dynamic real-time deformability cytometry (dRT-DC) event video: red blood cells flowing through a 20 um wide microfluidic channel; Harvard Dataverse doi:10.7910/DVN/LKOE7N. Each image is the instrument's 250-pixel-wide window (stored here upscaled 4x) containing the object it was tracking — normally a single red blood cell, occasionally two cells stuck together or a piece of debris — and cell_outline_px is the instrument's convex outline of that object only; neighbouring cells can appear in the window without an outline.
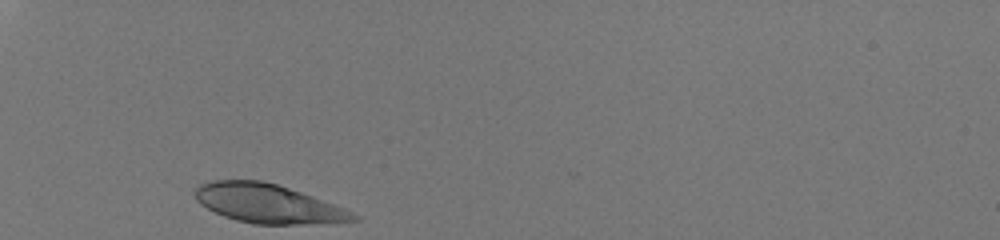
{"species": "human", "species_latin": "Homo sapiens", "temperature_condition": "room temperature", "stored_images_in_passage": 28, "camera_frame_rate_fps": 3000, "um_per_image_px": 0.085, "donor": {"sex": "male"}, "frame": {"image": 1, "passage_image": 1, "time_ms": 0.0, "image_size_px": [1000, 240], "cell_outline_px": [[360, 220], [312, 224], [256, 224], [236, 220], [224, 216], [200, 204], [196, 200], [196, 188], [200, 184], [212, 180], [260, 180], [276, 184], [312, 196], [344, 208], [360, 216]], "centroid_in_image_um": [22.78, 17.31], "position_along_channel_um": 62.2, "area_um2": 35.6}}
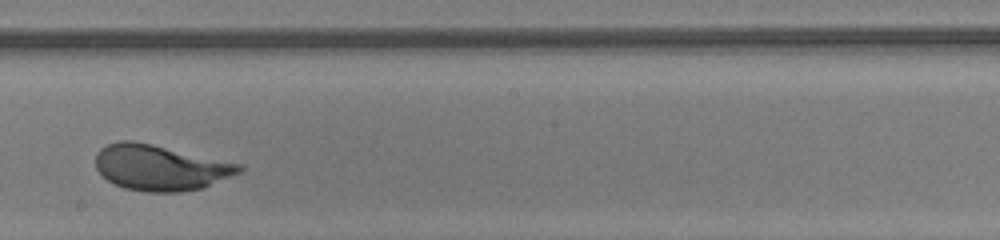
{"frame": {"image": 2, "passage_image": 16, "time_ms": 5.0, "image_size_px": [1000, 240], "cell_outline_px": [[244, 168], [240, 172], [204, 188], [180, 192], [148, 192], [124, 188], [108, 180], [96, 168], [96, 152], [100, 148], [108, 144], [120, 140], [132, 140], [152, 144], [244, 164]], "centroid_in_image_um": [13.65, 14.24], "position_along_channel_um": 234.5, "area_um2": 38.26}}
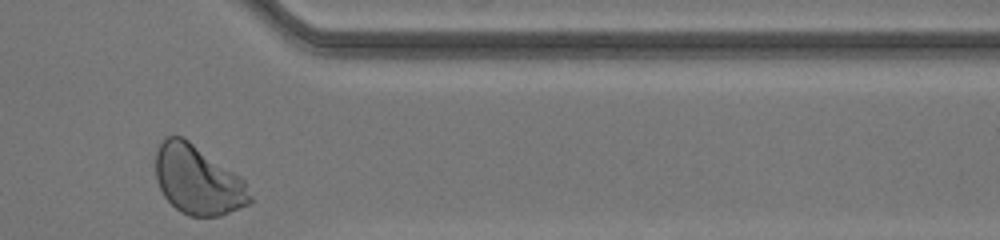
{"frame": {"image": 3, "passage_image": 28, "time_ms": 9.0, "image_size_px": [1000, 240], "cell_outline_px": [[252, 200], [248, 204], [220, 216], [188, 216], [180, 212], [164, 196], [156, 180], [156, 144], [164, 136], [184, 136], [240, 176], [244, 180], [252, 196]], "centroid_in_image_um": [16.79, 15.27], "position_along_channel_um": 394.6, "area_um2": 38.21}, "authors_computed_cell_mechanics": {"area_um2": 37.5411, "velocity_mm_per_s": 4.0504, "shape_relaxation_time_tau1_ms": 2.6995, "shape_relaxation_time_tau2_ms": null, "deformation_change_tau1": 0.1513, "deformation_change_tau2": null}}